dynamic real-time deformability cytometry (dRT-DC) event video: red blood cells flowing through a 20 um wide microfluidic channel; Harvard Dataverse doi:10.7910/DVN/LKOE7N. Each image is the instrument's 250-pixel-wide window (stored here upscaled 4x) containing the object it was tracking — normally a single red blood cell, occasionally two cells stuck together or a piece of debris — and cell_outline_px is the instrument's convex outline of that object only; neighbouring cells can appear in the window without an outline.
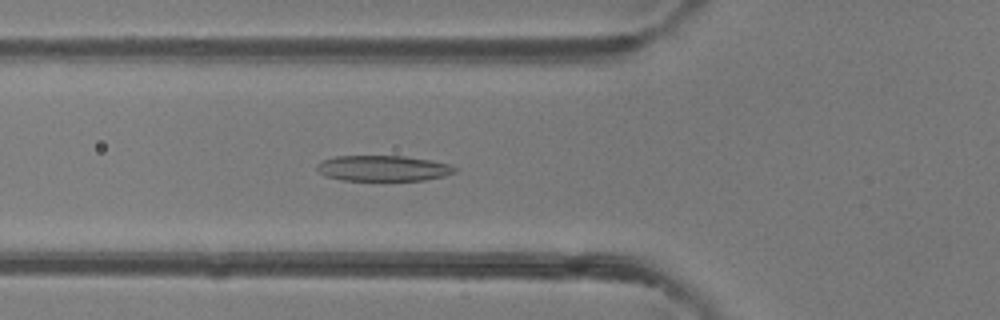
{"species": "common noctule bat (a hibernating species)", "species_latin": "Nyctalus noctula", "temperature_condition": "room temperature", "stored_images_in_passage": 47, "camera_frame_rate_fps": 3000, "um_per_image_px": 0.085, "animal": {"sex": "female"}, "frame": {"image": 1, "passage_image": 17, "time_ms": 5.333, "image_size_px": [1000, 320], "cell_outline_px": [[456, 172], [444, 176], [424, 180], [340, 180], [324, 176], [316, 168], [316, 164], [324, 160], [336, 156], [404, 156], [432, 160], [448, 164], [456, 168]], "centroid_in_image_um": [32.55, 14.3], "position_along_channel_um": 93.2, "area_um2": 20.58}}
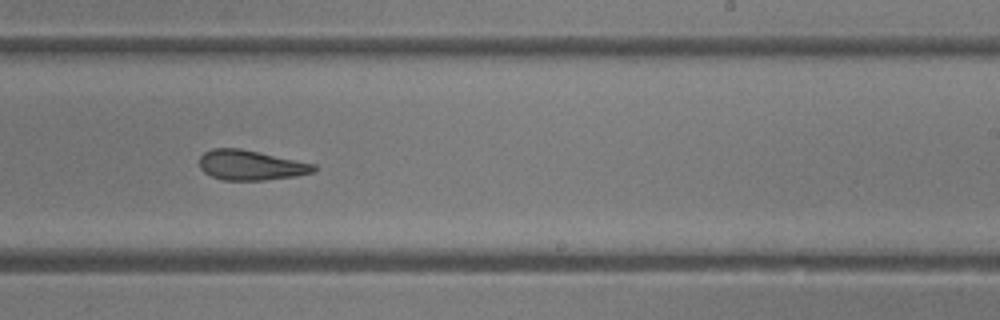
{"frame": {"image": 2, "passage_image": 29, "time_ms": 9.333, "image_size_px": [1000, 320], "cell_outline_px": [[320, 168], [316, 172], [296, 176], [264, 180], [224, 180], [212, 176], [204, 172], [200, 168], [200, 156], [204, 152], [212, 148], [240, 148], [316, 164]], "centroid_in_image_um": [21.36, 14.04], "position_along_channel_um": 267.6, "area_um2": 20.11}}
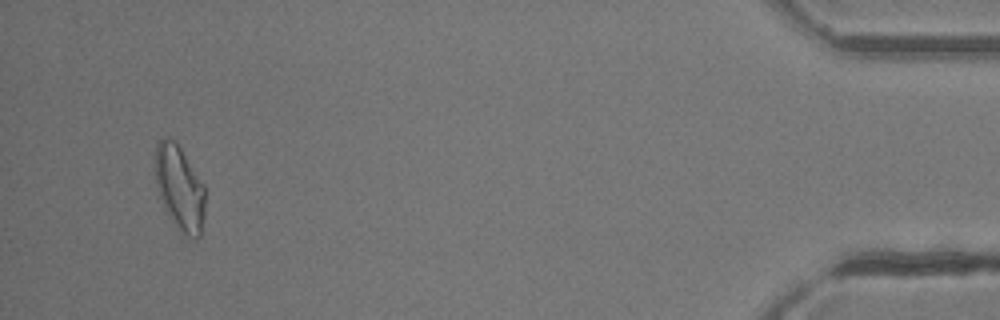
{"frame": {"image": 3, "passage_image": 45, "time_ms": 14.667, "image_size_px": [1000, 320], "cell_outline_px": [[204, 216], [200, 236], [196, 240], [192, 240], [180, 232], [172, 220], [156, 188], [156, 144], [164, 136], [172, 140], [180, 148], [204, 184]], "centroid_in_image_um": [15.29, 16.02], "position_along_channel_um": 419.9, "area_um2": 24.28}, "authors_computed_cell_mechanics": {"area_um2": 22.0796, "velocity_mm_per_s": 4.348, "shape_relaxation_time_tau1_ms": 6.6517, "shape_relaxation_time_tau2_ms": 2.7858, "deformation_change_tau1": 0.1895, "deformation_change_tau2": 0.1216}}